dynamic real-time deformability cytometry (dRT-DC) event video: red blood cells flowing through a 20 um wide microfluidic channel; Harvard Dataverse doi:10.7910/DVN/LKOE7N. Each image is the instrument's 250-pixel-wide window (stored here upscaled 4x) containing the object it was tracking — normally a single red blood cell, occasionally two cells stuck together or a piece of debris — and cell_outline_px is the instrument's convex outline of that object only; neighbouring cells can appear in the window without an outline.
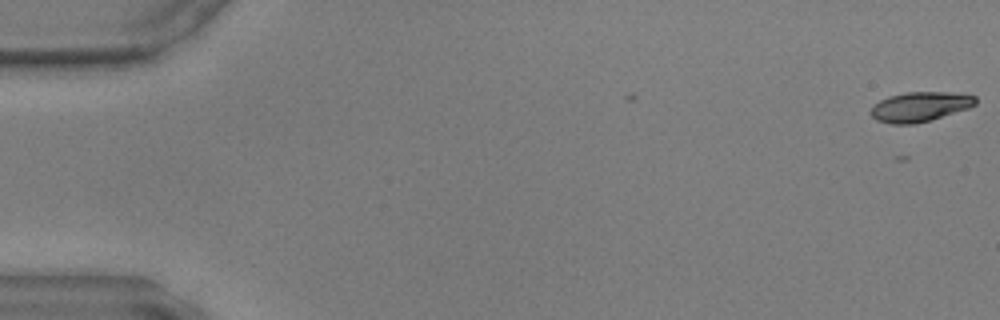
{"species": "common noctule bat (a hibernating species)", "species_latin": "Nyctalus noctula", "temperature_condition": "warm", "stored_images_in_passage": 2, "camera_frame_rate_fps": 3000, "um_per_image_px": 0.085, "animal": {"sex": "male", "body_mass_g": 17.9, "forearm_length_mm": 54.2}, "frame": {"image": 1, "passage_image": 2, "time_ms": 0.333, "image_size_px": [1000, 320], "cell_outline_px": [[976, 104], [968, 108], [932, 120], [916, 124], [892, 124], [876, 120], [868, 112], [872, 104], [888, 96], [904, 92], [952, 92], [976, 96]], "centroid_in_image_um": [78.15, 9.07], "position_along_channel_um": 6.9, "area_um2": 18.44}}